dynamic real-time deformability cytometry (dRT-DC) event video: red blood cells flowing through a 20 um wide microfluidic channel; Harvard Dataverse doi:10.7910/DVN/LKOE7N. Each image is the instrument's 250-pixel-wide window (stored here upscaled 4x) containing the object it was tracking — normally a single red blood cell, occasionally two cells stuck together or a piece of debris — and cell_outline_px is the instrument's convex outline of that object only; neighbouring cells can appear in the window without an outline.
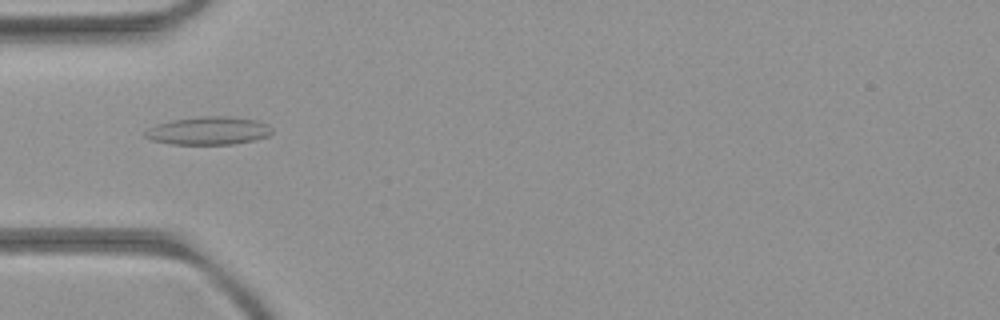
{"species": "common noctule bat (a hibernating species)", "species_latin": "Nyctalus noctula", "temperature_condition": "room temperature", "stored_images_in_passage": 4, "camera_frame_rate_fps": 3000, "um_per_image_px": 0.085, "animal": {"sex": "female", "body_mass_g": 21.9}, "frame": {"image": 1, "passage_image": 4, "time_ms": 4.333, "image_size_px": [1000, 320], "cell_outline_px": [[272, 132], [268, 136], [256, 140], [232, 144], [172, 144], [152, 140], [144, 136], [144, 132], [148, 128], [156, 124], [172, 120], [196, 116], [228, 116], [260, 120], [268, 124], [272, 128]], "centroid_in_image_um": [17.75, 11.1], "position_along_channel_um": 67.3, "area_um2": 20.98}}